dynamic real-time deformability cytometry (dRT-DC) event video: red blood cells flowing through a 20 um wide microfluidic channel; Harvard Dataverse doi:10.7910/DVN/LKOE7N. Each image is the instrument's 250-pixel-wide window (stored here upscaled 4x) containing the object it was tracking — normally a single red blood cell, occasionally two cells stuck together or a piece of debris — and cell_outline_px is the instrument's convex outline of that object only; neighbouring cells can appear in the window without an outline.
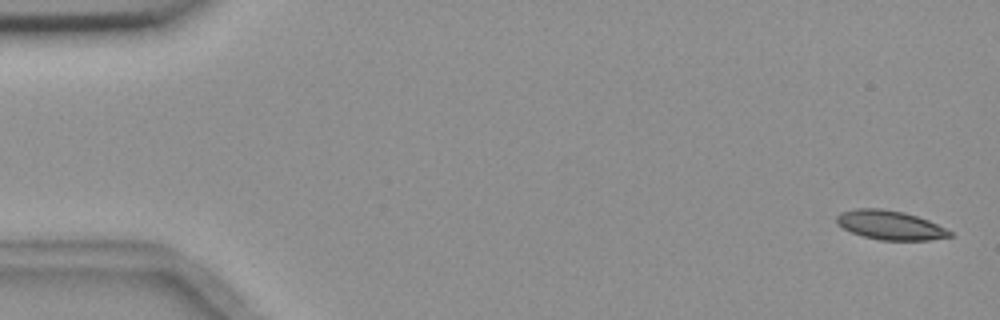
{"species": "common noctule bat (a hibernating species)", "species_latin": "Nyctalus noctula", "temperature_condition": "room temperature", "stored_images_in_passage": 6, "segment_of_instrument_passage": [1, 2], "camera_frame_rate_fps": 3000, "um_per_image_px": 0.085, "animal": {"sex": "female", "body_mass_g": 18.4}, "frame": {"image": 1, "passage_image": 1, "time_ms": 0.0, "image_size_px": [1000, 320], "cell_outline_px": [[952, 236], [928, 240], [880, 240], [864, 236], [852, 232], [836, 224], [836, 216], [840, 212], [856, 208], [880, 208], [904, 212], [928, 220], [952, 232]], "centroid_in_image_um": [75.62, 19.12], "position_along_channel_um": 9.4, "area_um2": 19.07}}
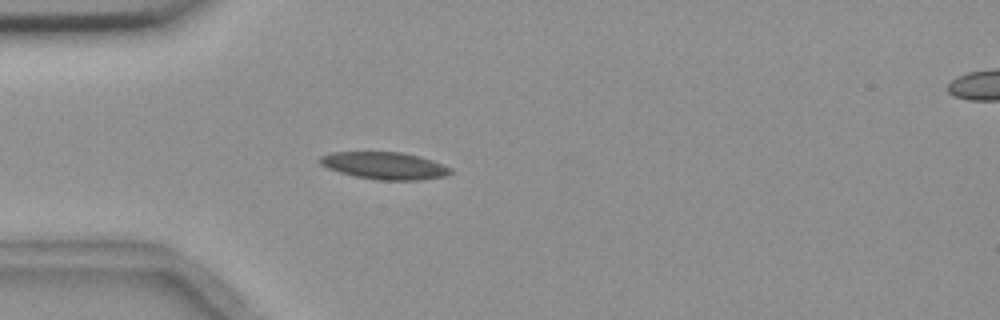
{"frame": {"image": 2, "passage_image": 5, "time_ms": 4.667, "image_size_px": [1000, 320], "cell_outline_px": [[452, 172], [448, 176], [420, 180], [380, 180], [356, 176], [340, 172], [328, 168], [320, 164], [320, 156], [332, 152], [400, 152], [420, 156], [432, 160], [452, 168]], "centroid_in_image_um": [32.73, 14.08], "position_along_channel_um": 52.3, "area_um2": 20.69}}